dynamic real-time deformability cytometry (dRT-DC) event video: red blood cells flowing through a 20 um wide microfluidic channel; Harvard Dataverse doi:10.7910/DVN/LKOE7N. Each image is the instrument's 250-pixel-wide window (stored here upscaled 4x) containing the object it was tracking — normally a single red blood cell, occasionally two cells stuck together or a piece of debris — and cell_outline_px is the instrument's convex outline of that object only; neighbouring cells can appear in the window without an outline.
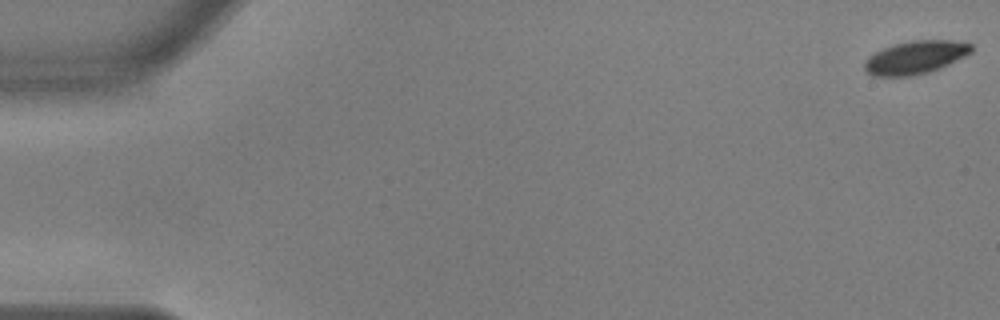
{"species": "common noctule bat (a hibernating species)", "species_latin": "Nyctalus noctula", "temperature_condition": "warm", "stored_images_in_passage": 57, "camera_frame_rate_fps": 3000, "um_per_image_px": 0.085, "animal": {"sex": "male", "body_mass_g": 17.9, "forearm_length_mm": 54.2}, "frame": {"image": 1, "passage_image": 1, "time_ms": 0.0, "image_size_px": [1000, 320], "cell_outline_px": [[972, 52], [940, 68], [928, 72], [912, 76], [872, 76], [864, 68], [864, 60], [868, 56], [884, 48], [896, 44], [912, 40], [952, 40], [972, 44]], "centroid_in_image_um": [77.79, 4.88], "position_along_channel_um": 7.2, "area_um2": 20.46}}
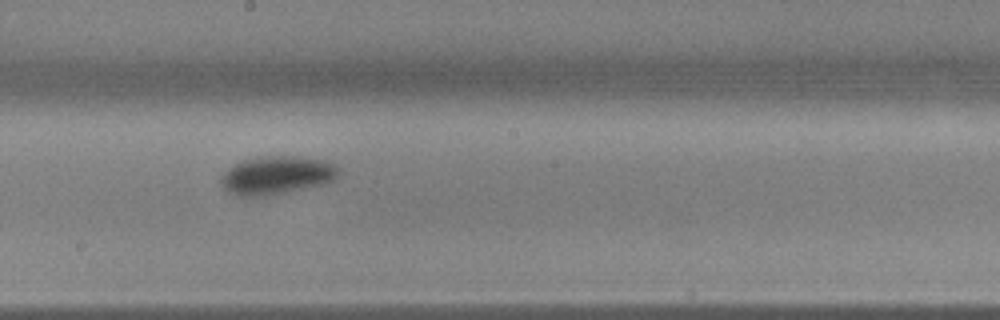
{"frame": {"image": 2, "passage_image": 32, "time_ms": 10.333, "image_size_px": [1000, 320], "cell_outline_px": [[340, 172], [332, 180], [324, 184], [264, 196], [240, 196], [228, 192], [220, 184], [220, 176], [228, 168], [244, 160], [256, 156], [296, 156], [324, 160], [332, 164]], "centroid_in_image_um": [23.47, 14.89], "position_along_channel_um": 224.7, "area_um2": 26.01}}
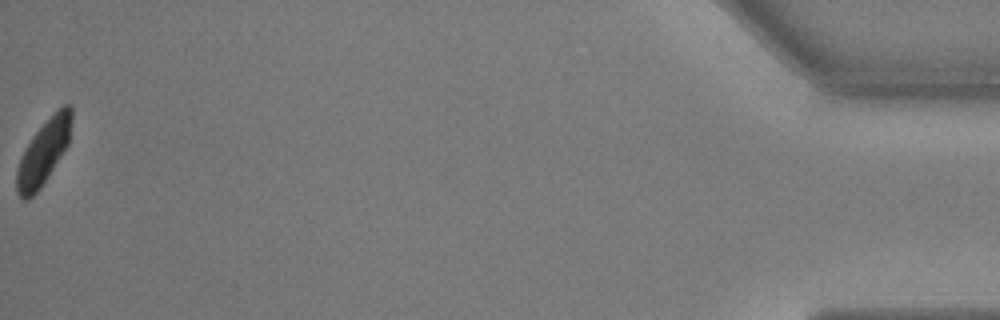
{"frame": {"image": 3, "passage_image": 57, "time_ms": 18.667, "image_size_px": [1000, 320], "cell_outline_px": [[72, 120], [68, 144], [40, 188], [28, 200], [24, 200], [16, 192], [16, 172], [20, 156], [24, 148], [32, 136], [64, 104], [68, 104], [72, 108]], "centroid_in_image_um": [3.67, 12.97], "position_along_channel_um": 431.5, "area_um2": 20.17}, "authors_computed_cell_mechanics": {"area_um2": 22.7732, "velocity_mm_per_s": 3.6128, "shape_relaxation_time_tau1_ms": 2.3268, "shape_relaxation_time_tau2_ms": null, "deformation_change_tau1": 0.1147, "deformation_change_tau2": null}}